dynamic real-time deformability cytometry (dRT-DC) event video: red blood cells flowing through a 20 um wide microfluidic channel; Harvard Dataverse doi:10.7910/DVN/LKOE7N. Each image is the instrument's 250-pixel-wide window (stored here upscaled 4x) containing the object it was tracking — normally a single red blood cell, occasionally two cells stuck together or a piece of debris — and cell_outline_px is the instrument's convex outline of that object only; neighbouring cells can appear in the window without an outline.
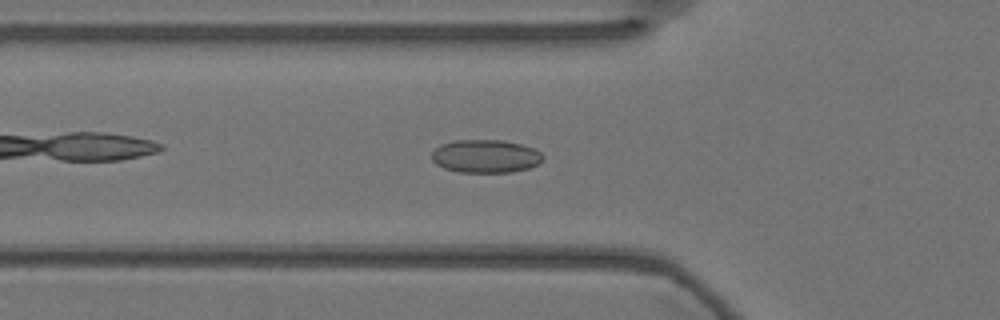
{"species": "Egyptian fruit bat (a non-hibernating species)", "species_latin": "Rousettus aegyptiacus", "temperature_condition": "warm", "stored_images_in_passage": 26, "camera_frame_rate_fps": 3000, "um_per_image_px": 0.085, "animal": {"sex": "female"}, "frame": {"image": 1, "passage_image": 5, "time_ms": 1.333, "image_size_px": [1000, 320], "cell_outline_px": [[544, 160], [528, 168], [512, 172], [460, 172], [444, 168], [436, 164], [432, 160], [432, 152], [440, 144], [452, 140], [504, 140], [520, 144], [532, 148], [540, 152], [544, 156]], "centroid_in_image_um": [41.26, 13.27], "position_along_channel_um": 84.5, "area_um2": 21.5}}
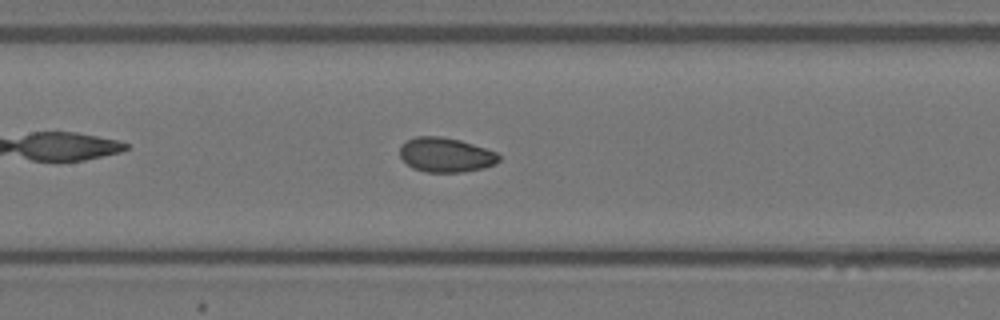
{"frame": {"image": 2, "passage_image": 12, "time_ms": 3.667, "image_size_px": [1000, 320], "cell_outline_px": [[500, 160], [496, 164], [484, 168], [464, 172], [424, 172], [412, 168], [400, 156], [400, 148], [408, 140], [416, 136], [440, 136], [460, 140], [496, 152], [500, 156]], "centroid_in_image_um": [37.91, 13.18], "position_along_channel_um": 169.5, "area_um2": 19.88}}
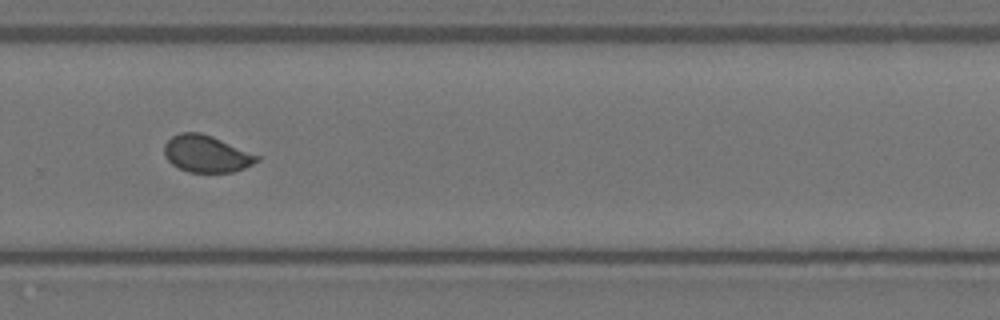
{"frame": {"image": 3, "passage_image": 24, "time_ms": 7.667, "image_size_px": [1000, 320], "cell_outline_px": [[260, 160], [244, 168], [232, 172], [188, 172], [172, 164], [164, 156], [164, 144], [172, 136], [180, 132], [200, 132], [212, 136], [260, 156]], "centroid_in_image_um": [17.53, 13.07], "position_along_channel_um": 312.3, "area_um2": 19.88}}